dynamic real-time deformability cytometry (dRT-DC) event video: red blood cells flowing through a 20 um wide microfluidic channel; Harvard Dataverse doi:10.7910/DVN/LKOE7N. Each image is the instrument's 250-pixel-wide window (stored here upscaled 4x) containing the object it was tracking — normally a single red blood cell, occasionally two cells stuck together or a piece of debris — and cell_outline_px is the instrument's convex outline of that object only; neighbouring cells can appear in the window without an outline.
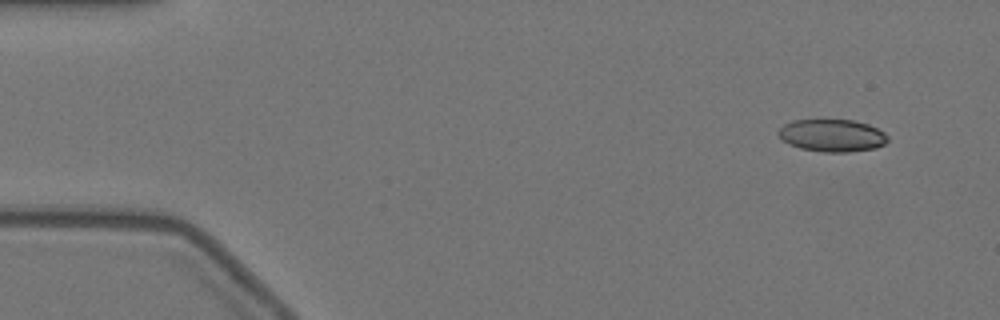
{"species": "Egyptian fruit bat (a non-hibernating species)", "species_latin": "Rousettus aegyptiacus", "temperature_condition": "warm", "stored_images_in_passage": 5, "camera_frame_rate_fps": 3000, "um_per_image_px": 0.085, "animal": {"sex": "female"}, "frame": {"image": 1, "passage_image": 1, "time_ms": 0.0, "image_size_px": [1000, 320], "cell_outline_px": [[888, 140], [884, 144], [876, 148], [848, 152], [824, 152], [800, 148], [784, 140], [776, 132], [784, 124], [792, 120], [852, 120], [868, 124], [884, 132], [888, 136]], "centroid_in_image_um": [70.75, 11.51], "position_along_channel_um": 14.3, "area_um2": 20.52}}